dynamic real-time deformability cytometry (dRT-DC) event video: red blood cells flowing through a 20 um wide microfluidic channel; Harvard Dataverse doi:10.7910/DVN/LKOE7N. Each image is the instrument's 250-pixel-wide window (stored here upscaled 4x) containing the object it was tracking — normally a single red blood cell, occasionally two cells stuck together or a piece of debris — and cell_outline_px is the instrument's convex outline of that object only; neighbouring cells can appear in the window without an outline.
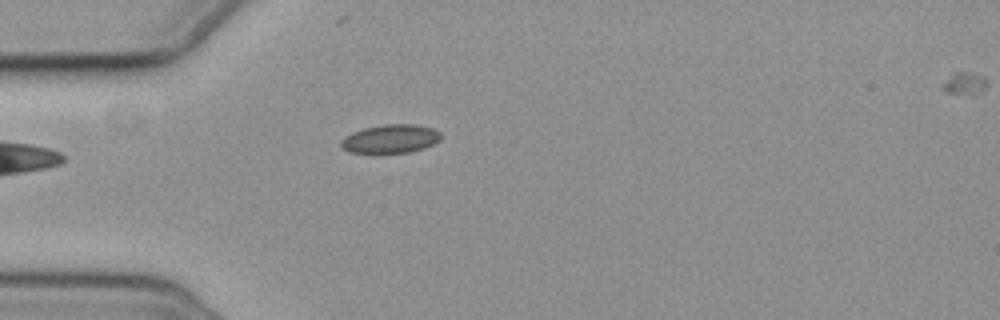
{"species": "common noctule bat (a hibernating species)", "species_latin": "Nyctalus noctula", "temperature_condition": "cold", "stored_images_in_passage": 3, "camera_frame_rate_fps": 3000, "um_per_image_px": 0.085, "animal": {"sex": "female", "body_mass_g": 19.3, "forearm_length_mm": 54.1}, "frame": {"image": 1, "passage_image": 2, "time_ms": 1.0, "image_size_px": [1000, 320], "cell_outline_px": [[440, 140], [424, 148], [408, 152], [348, 152], [340, 144], [340, 140], [344, 136], [352, 132], [364, 128], [384, 124], [416, 124], [432, 128], [440, 132]], "centroid_in_image_um": [33.18, 11.78], "position_along_channel_um": 51.8, "area_um2": 16.47}}